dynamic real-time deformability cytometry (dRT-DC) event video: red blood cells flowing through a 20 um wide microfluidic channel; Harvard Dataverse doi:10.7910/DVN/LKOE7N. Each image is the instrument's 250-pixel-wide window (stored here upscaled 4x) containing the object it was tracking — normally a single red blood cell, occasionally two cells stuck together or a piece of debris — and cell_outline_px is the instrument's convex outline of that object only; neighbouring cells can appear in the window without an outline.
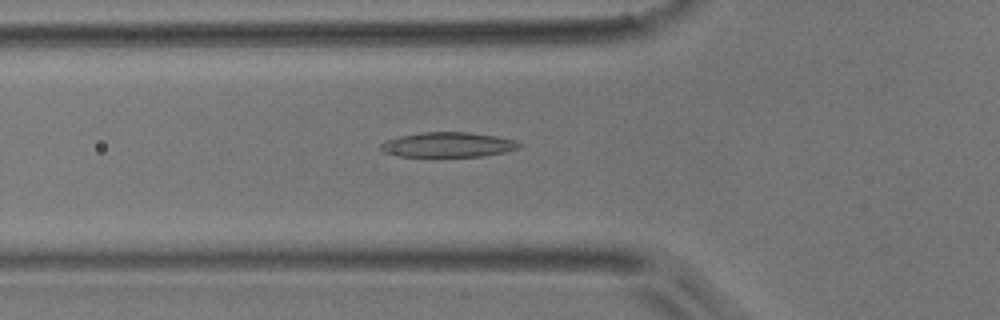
{"species": "common noctule bat (a hibernating species)", "species_latin": "Nyctalus noctula", "temperature_condition": "room temperature", "stored_images_in_passage": 31, "camera_frame_rate_fps": 3000, "um_per_image_px": 0.085, "animal": {"sex": "male", "body_mass_g": 17.9}, "frame": {"image": 1, "passage_image": 2, "time_ms": 0.333, "image_size_px": [1000, 320], "cell_outline_px": [[524, 144], [520, 148], [504, 152], [484, 156], [400, 156], [384, 152], [380, 148], [380, 144], [384, 140], [400, 136], [420, 132], [468, 132], [496, 136], [516, 140]], "centroid_in_image_um": [38.11, 12.29], "position_along_channel_um": 87.7, "area_um2": 20.17}}
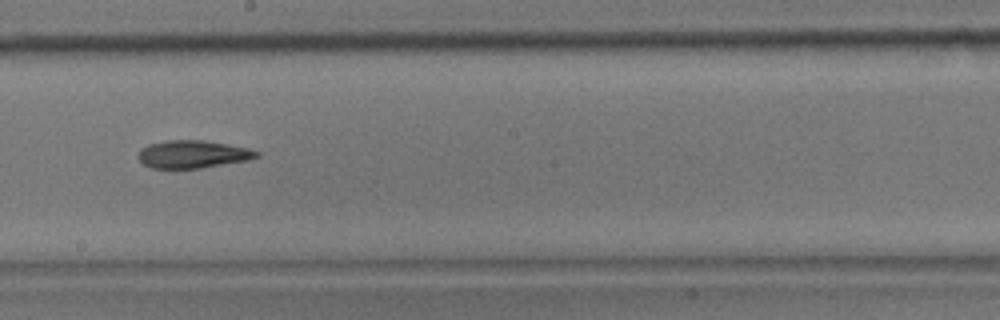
{"frame": {"image": 2, "passage_image": 13, "time_ms": 4.0, "image_size_px": [1000, 320], "cell_outline_px": [[260, 156], [248, 160], [200, 168], [152, 168], [144, 164], [140, 160], [140, 148], [148, 144], [168, 140], [204, 140], [228, 144], [248, 148], [260, 152]], "centroid_in_image_um": [16.42, 13.1], "position_along_channel_um": 231.8, "area_um2": 19.02}}
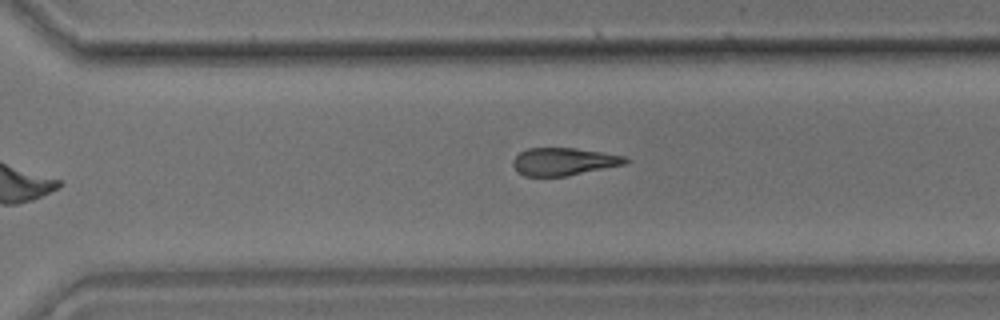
{"frame": {"image": 3, "passage_image": 20, "time_ms": 6.333, "image_size_px": [1000, 320], "cell_outline_px": [[632, 160], [624, 164], [568, 176], [524, 176], [512, 164], [512, 160], [520, 152], [528, 148], [576, 148], [624, 156]], "centroid_in_image_um": [47.92, 13.73], "position_along_channel_um": 322.7, "area_um2": 17.98}}